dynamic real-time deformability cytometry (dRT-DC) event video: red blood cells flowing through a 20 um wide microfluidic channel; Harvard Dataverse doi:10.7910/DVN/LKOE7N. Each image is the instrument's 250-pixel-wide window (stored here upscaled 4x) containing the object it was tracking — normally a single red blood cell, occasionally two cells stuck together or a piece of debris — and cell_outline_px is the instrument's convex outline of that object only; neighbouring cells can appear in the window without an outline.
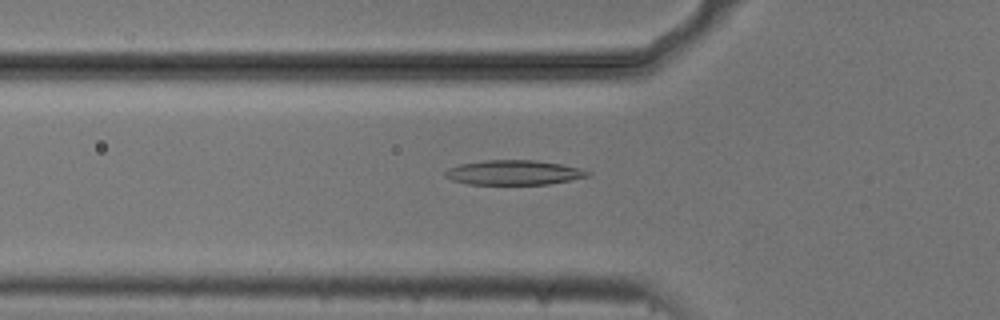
{"species": "common noctule bat (a hibernating species)", "species_latin": "Nyctalus noctula", "temperature_condition": "cold", "stored_images_in_passage": 53, "camera_frame_rate_fps": 3000, "um_per_image_px": 0.085, "animal": {"sex": "male", "body_mass_g": 20.5, "forearm_length_mm": 52.5}, "frame": {"image": 1, "passage_image": 17, "time_ms": 5.333, "image_size_px": [1000, 320], "cell_outline_px": [[592, 176], [548, 184], [468, 184], [452, 180], [444, 176], [444, 172], [448, 168], [460, 164], [484, 160], [536, 160], [560, 164], [580, 168], [592, 172]], "centroid_in_image_um": [43.69, 14.66], "position_along_channel_um": 82.1, "area_um2": 20.58}}
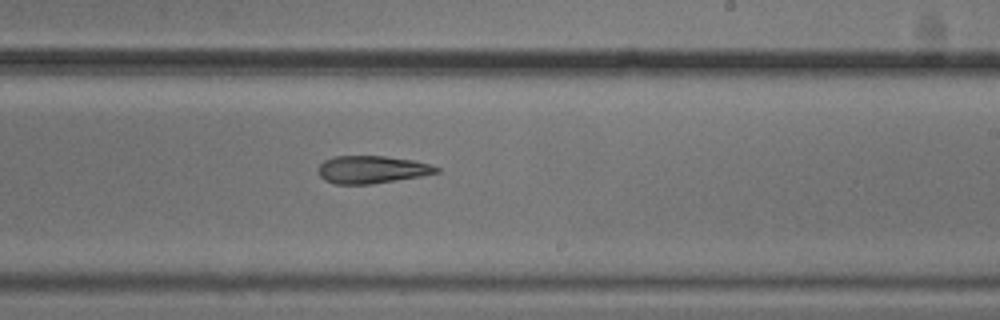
{"frame": {"image": 2, "passage_image": 31, "time_ms": 10.0, "image_size_px": [1000, 320], "cell_outline_px": [[440, 172], [420, 176], [372, 184], [336, 184], [324, 180], [320, 176], [320, 164], [324, 160], [336, 156], [384, 156], [412, 160], [428, 164], [440, 168]], "centroid_in_image_um": [31.61, 14.41], "position_along_channel_um": 257.4, "area_um2": 18.79}}
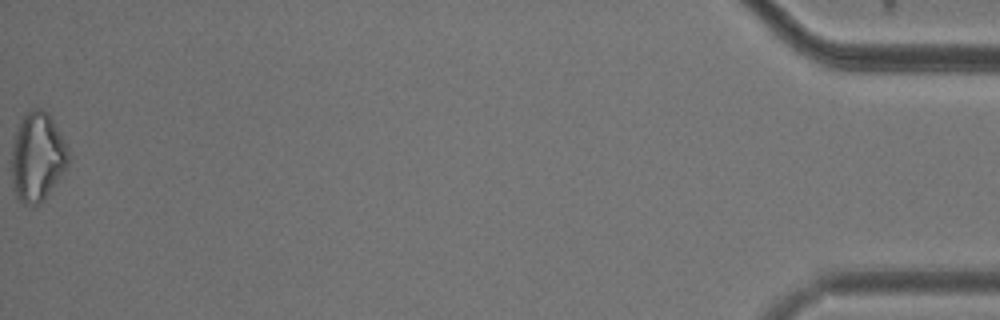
{"frame": {"image": 3, "passage_image": 53, "time_ms": 17.333, "image_size_px": [1000, 320], "cell_outline_px": [[68, 164], [40, 204], [36, 208], [32, 208], [16, 200], [12, 176], [12, 140], [20, 120], [24, 112], [32, 108], [40, 108], [52, 120], [68, 148]], "centroid_in_image_um": [3.13, 13.37], "position_along_channel_um": 432.1, "area_um2": 29.36}, "authors_computed_cell_mechanics": {"area_um2": 20.9236, "velocity_mm_per_s": 3.7385, "shape_relaxation_time_tau1_ms": 10.1791, "shape_relaxation_time_tau2_ms": 4.3346, "deformation_change_tau1": 0.2304, "deformation_change_tau2": 0.1507}}